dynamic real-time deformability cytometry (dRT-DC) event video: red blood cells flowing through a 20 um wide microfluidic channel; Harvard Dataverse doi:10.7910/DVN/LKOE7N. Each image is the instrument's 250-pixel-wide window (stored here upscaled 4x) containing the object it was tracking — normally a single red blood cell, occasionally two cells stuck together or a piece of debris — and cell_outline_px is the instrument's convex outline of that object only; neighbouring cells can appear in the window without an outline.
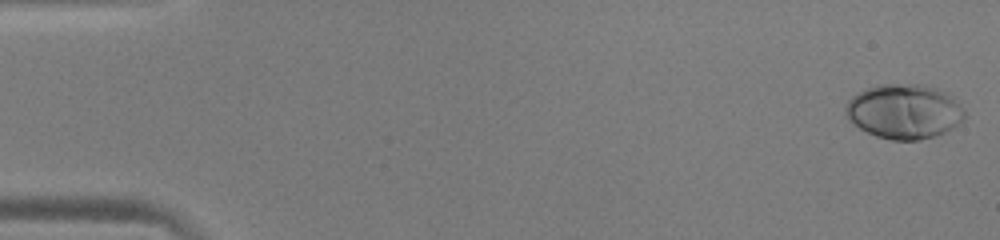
{"species": "human", "species_latin": "Homo sapiens", "temperature_condition": "warm", "stored_images_in_passage": 51, "camera_frame_rate_fps": 3000, "um_per_image_px": 0.085, "donor": {"sex": "male"}, "frame": {"image": 1, "passage_image": 1, "time_ms": 0.0, "image_size_px": [1000, 240], "cell_outline_px": [[964, 120], [952, 128], [936, 136], [916, 140], [892, 140], [876, 136], [860, 128], [848, 116], [844, 108], [848, 100], [852, 96], [868, 88], [880, 84], [924, 84], [940, 88], [948, 92], [964, 108]], "centroid_in_image_um": [76.9, 9.45], "position_along_channel_um": 8.1, "area_um2": 37.92}}
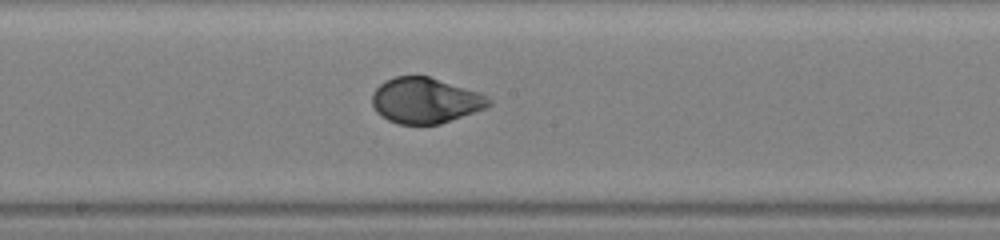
{"frame": {"image": 2, "passage_image": 28, "time_ms": 9.0, "image_size_px": [1000, 240], "cell_outline_px": [[492, 104], [484, 108], [440, 124], [396, 124], [388, 120], [376, 112], [372, 104], [372, 92], [384, 80], [396, 76], [428, 76], [480, 92], [488, 96], [492, 100]], "centroid_in_image_um": [36.13, 8.54], "position_along_channel_um": 212.1, "area_um2": 31.04}}
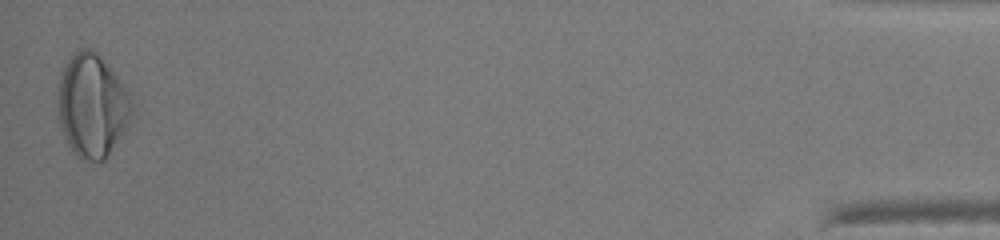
{"frame": {"image": 3, "passage_image": 51, "time_ms": 16.667, "image_size_px": [1000, 240], "cell_outline_px": [[132, 104], [128, 124], [104, 160], [80, 160], [72, 152], [60, 128], [56, 100], [60, 76], [68, 60], [80, 48], [88, 48], [96, 52], [100, 56], [116, 76], [128, 92]], "centroid_in_image_um": [7.78, 9.0], "position_along_channel_um": 427.4, "area_um2": 43.99}, "authors_computed_cell_mechanics": {"area_um2": 32.5414, "velocity_mm_per_s": 3.999, "shape_relaxation_time_tau1_ms": 3.8903, "shape_relaxation_time_tau2_ms": null, "deformation_change_tau1": 0.1889, "deformation_change_tau2": null}}